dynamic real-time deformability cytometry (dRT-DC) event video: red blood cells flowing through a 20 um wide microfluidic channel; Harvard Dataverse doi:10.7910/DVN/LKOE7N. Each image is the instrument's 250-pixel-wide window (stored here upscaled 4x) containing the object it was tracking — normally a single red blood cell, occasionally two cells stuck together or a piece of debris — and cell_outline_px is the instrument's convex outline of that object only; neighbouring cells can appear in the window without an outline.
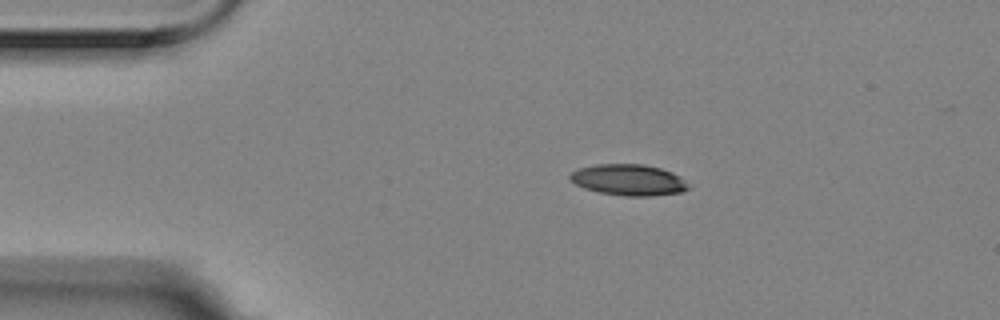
{"species": "Egyptian fruit bat (a non-hibernating species)", "species_latin": "Rousettus aegyptiacus", "temperature_condition": "room temperature", "stored_images_in_passage": 8, "camera_frame_rate_fps": 3000, "um_per_image_px": 0.085, "animal": {"sex": "female"}, "frame": {"image": 1, "passage_image": 1, "time_ms": 0.0, "image_size_px": [1000, 320], "cell_outline_px": [[688, 188], [684, 192], [648, 196], [628, 196], [600, 192], [584, 188], [576, 184], [568, 176], [572, 172], [580, 168], [596, 164], [644, 164], [660, 168], [672, 172], [680, 176], [688, 184]], "centroid_in_image_um": [53.45, 15.29], "position_along_channel_um": 31.5, "area_um2": 21.33}}
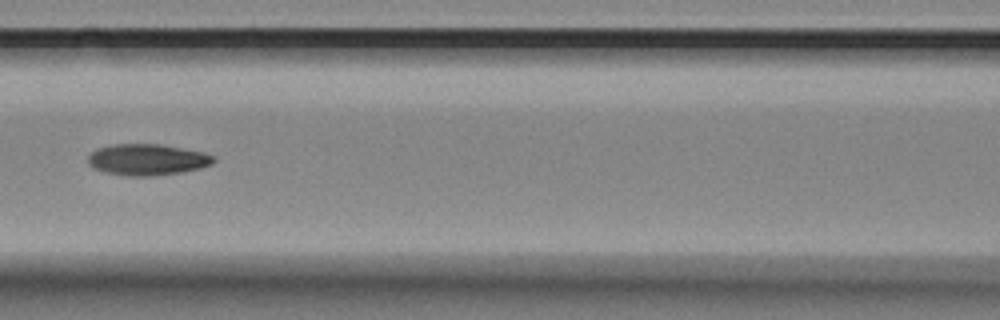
{"frame": {"image": 2, "passage_image": 5, "time_ms": 1.333, "image_size_px": [1000, 320], "cell_outline_px": [[216, 160], [212, 164], [200, 168], [180, 172], [152, 176], [128, 176], [104, 172], [92, 168], [88, 164], [88, 156], [96, 148], [112, 144], [160, 144], [204, 152], [212, 156]], "centroid_in_image_um": [12.48, 13.56], "position_along_channel_um": 154.1, "area_um2": 22.95}}
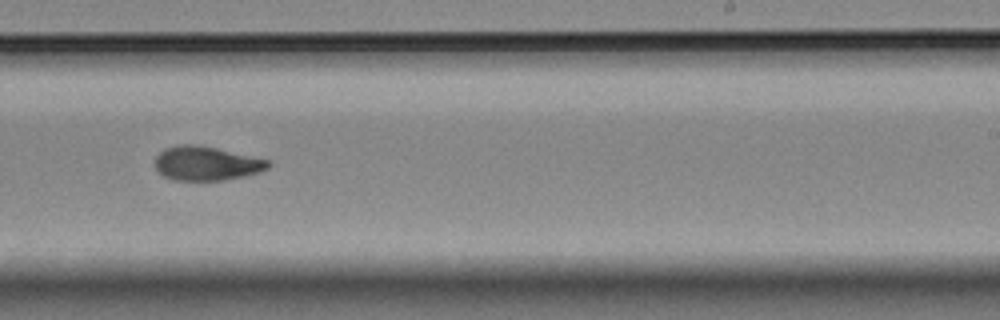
{"frame": {"image": 3, "passage_image": 8, "time_ms": 2.333, "image_size_px": [1000, 320], "cell_outline_px": [[272, 164], [268, 168], [260, 172], [244, 176], [224, 180], [172, 180], [164, 176], [156, 168], [156, 156], [164, 148], [180, 144], [192, 144], [216, 148], [268, 160]], "centroid_in_image_um": [17.54, 13.89], "position_along_channel_um": 271.5, "area_um2": 22.31}}